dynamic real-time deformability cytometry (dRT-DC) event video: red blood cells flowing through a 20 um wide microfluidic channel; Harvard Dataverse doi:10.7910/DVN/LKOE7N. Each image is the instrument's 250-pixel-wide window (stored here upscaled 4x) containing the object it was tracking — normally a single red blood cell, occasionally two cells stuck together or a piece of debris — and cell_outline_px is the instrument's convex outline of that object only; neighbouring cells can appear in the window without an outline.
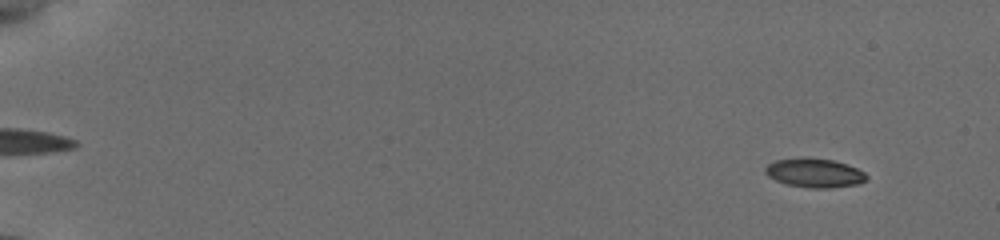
{"species": "common noctule bat (a hibernating species)", "species_latin": "Nyctalus noctula", "temperature_condition": "cold", "stored_images_in_passage": 37, "camera_frame_rate_fps": 3000, "um_per_image_px": 0.085, "animal": {"sex": "female", "body_mass_g": 19.5, "forearm_length_mm": 54.1}, "frame": {"image": 1, "passage_image": 7, "time_ms": 1.333, "image_size_px": [1000, 240], "cell_outline_px": [[868, 176], [864, 180], [856, 184], [828, 188], [812, 188], [784, 184], [768, 176], [764, 172], [764, 168], [768, 164], [776, 160], [800, 156], [804, 156], [832, 160], [848, 164], [864, 172]], "centroid_in_image_um": [69.18, 14.67], "position_along_channel_um": 15.8, "area_um2": 17.28}}
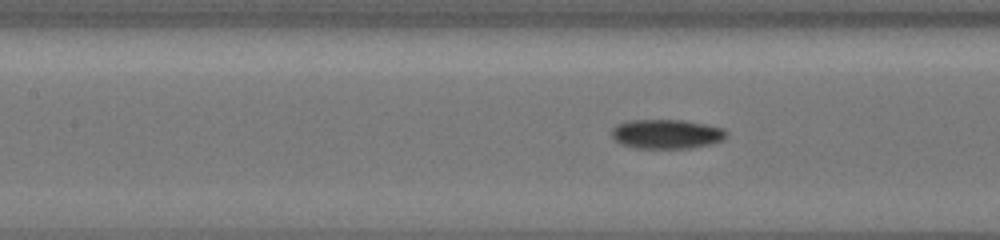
{"frame": {"image": 2, "passage_image": 20, "time_ms": 9.0, "image_size_px": [1000, 240], "cell_outline_px": [[728, 132], [720, 140], [712, 144], [692, 148], [636, 148], [620, 144], [612, 136], [612, 128], [620, 124], [632, 120], [680, 120], [720, 128]], "centroid_in_image_um": [56.62, 11.41], "position_along_channel_um": 150.8, "area_um2": 19.19}}
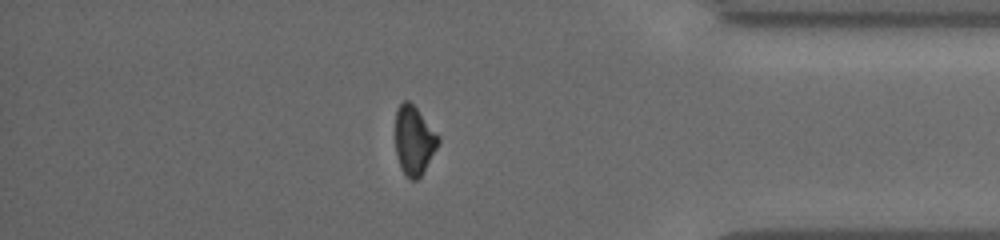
{"frame": {"image": 3, "passage_image": 33, "time_ms": 16.0, "image_size_px": [1000, 240], "cell_outline_px": [[440, 140], [424, 172], [416, 180], [412, 180], [400, 168], [396, 152], [396, 112], [400, 104], [404, 100], [408, 100], [416, 108], [440, 136]], "centroid_in_image_um": [35.2, 11.93], "position_along_channel_um": 400.0, "area_um2": 16.99}, "authors_computed_cell_mechanics": {"area_um2": 17.8602, "velocity_mm_per_s": 3.8519, "shape_relaxation_time_tau1_ms": 5.0324, "shape_relaxation_time_tau2_ms": null, "deformation_change_tau1": 0.1133, "deformation_change_tau2": null}}